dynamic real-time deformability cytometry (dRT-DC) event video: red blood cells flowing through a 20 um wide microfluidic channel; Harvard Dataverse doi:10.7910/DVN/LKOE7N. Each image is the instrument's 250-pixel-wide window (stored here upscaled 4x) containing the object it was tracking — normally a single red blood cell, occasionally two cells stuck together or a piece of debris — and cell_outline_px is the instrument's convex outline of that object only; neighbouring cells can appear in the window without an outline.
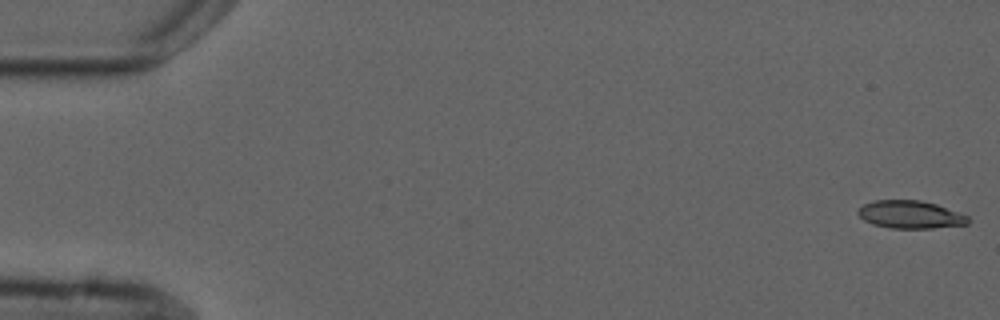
{"species": "common noctule bat (a hibernating species)", "species_latin": "Nyctalus noctula", "temperature_condition": "cold", "stored_images_in_passage": 6, "camera_frame_rate_fps": 3000, "um_per_image_px": 0.085, "animal": {"sex": "male", "forearm_length_mm": 52.5}, "frame": {"image": 1, "passage_image": 1, "time_ms": 0.0, "image_size_px": [1000, 320], "cell_outline_px": [[968, 224], [932, 228], [892, 228], [872, 224], [864, 220], [856, 212], [864, 204], [876, 200], [920, 200], [936, 204], [968, 216]], "centroid_in_image_um": [77.36, 18.24], "position_along_channel_um": 7.6, "area_um2": 17.63}}
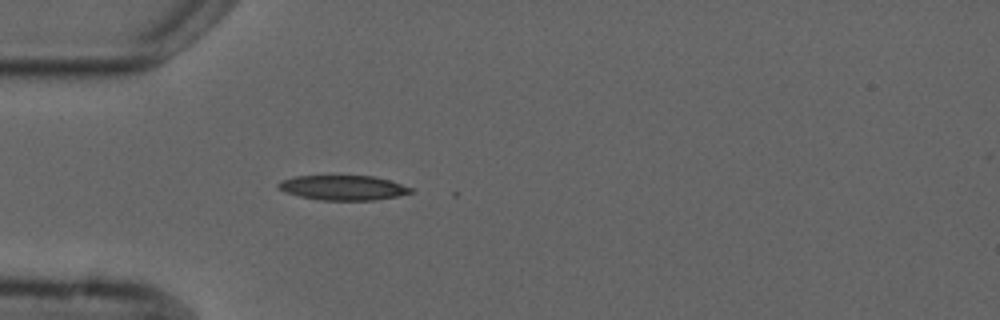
{"frame": {"image": 2, "passage_image": 5, "time_ms": 5.0, "image_size_px": [1000, 320], "cell_outline_px": [[416, 192], [396, 196], [372, 200], [320, 200], [300, 196], [276, 188], [276, 184], [280, 180], [296, 176], [376, 176], [412, 188]], "centroid_in_image_um": [29.15, 15.95], "position_along_channel_um": 55.9, "area_um2": 19.02}}